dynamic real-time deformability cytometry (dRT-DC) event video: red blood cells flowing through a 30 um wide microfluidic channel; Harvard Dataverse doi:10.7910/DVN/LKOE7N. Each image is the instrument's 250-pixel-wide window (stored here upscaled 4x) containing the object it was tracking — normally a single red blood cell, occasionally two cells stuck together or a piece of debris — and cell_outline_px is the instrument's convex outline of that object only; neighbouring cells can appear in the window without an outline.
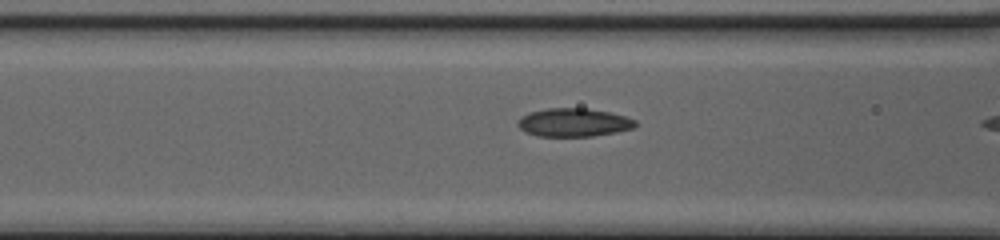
{"species": "common noctule bat (a hibernating species)", "species_latin": "Nyctalus noctula", "temperature_condition": "cold", "stored_images_in_passage": 20, "camera_frame_rate_fps": 3000, "um_per_image_px": 0.085, "animal": {"sex": "female", "body_mass_g": 20.0, "forearm_length_mm": 54.0}, "frame": {"image": 1, "passage_image": 19, "time_ms": 6.0, "image_size_px": [1000, 240], "cell_outline_px": [[636, 124], [632, 128], [616, 132], [592, 136], [536, 136], [524, 132], [516, 124], [516, 120], [520, 116], [528, 112], [548, 108], [584, 108], [608, 112], [624, 116], [636, 120]], "centroid_in_image_um": [48.68, 10.41], "position_along_channel_um": 117.9, "area_um2": 19.48}}